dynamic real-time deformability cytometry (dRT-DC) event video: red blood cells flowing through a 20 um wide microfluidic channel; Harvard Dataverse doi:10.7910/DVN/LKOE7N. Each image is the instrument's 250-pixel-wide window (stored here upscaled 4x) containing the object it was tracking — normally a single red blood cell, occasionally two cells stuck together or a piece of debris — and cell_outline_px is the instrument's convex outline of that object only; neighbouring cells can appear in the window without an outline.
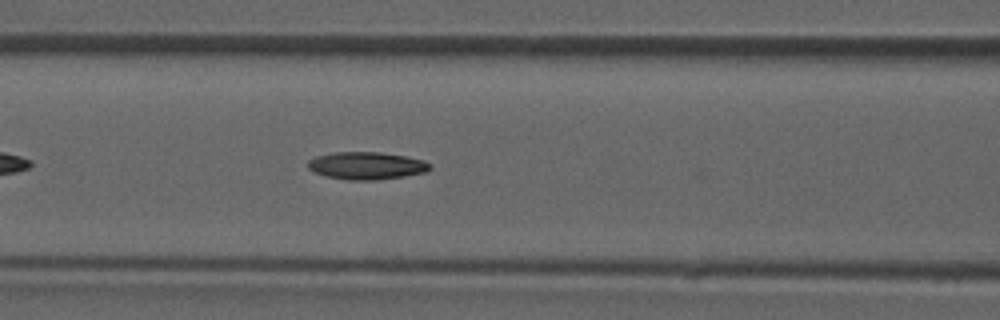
{"species": "common noctule bat (a hibernating species)", "species_latin": "Nyctalus noctula", "temperature_condition": "room temperature", "stored_images_in_passage": 30, "camera_frame_rate_fps": 3000, "um_per_image_px": 0.085, "animal": {"sex": "male", "forearm_length_mm": 52.5}, "frame": {"image": 1, "passage_image": 9, "time_ms": 2.667, "image_size_px": [1000, 320], "cell_outline_px": [[432, 168], [428, 172], [404, 176], [376, 180], [348, 180], [324, 176], [308, 168], [308, 160], [316, 156], [332, 152], [380, 152], [408, 156], [424, 160], [432, 164]], "centroid_in_image_um": [31.2, 14.08], "position_along_channel_um": 135.4, "area_um2": 19.83}}